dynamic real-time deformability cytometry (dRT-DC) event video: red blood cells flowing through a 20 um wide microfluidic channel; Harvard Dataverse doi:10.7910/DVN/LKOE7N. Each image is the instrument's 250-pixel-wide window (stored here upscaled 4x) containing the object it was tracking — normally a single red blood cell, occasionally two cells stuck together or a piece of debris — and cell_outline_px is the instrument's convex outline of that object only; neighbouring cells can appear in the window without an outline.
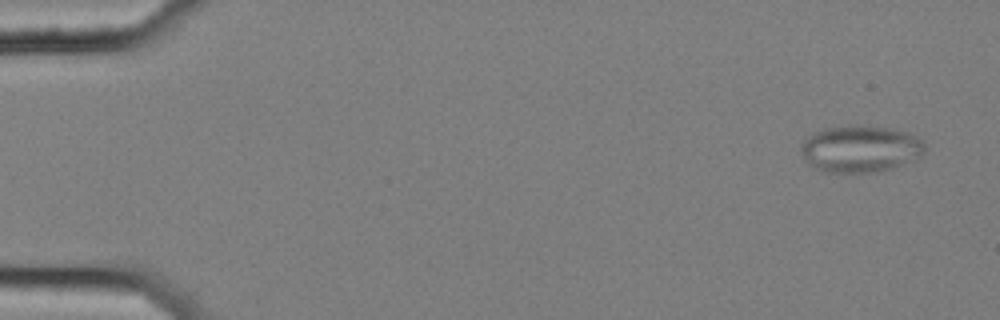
{"species": "common noctule bat (a hibernating species)", "species_latin": "Nyctalus noctula", "temperature_condition": "cold", "stored_images_in_passage": 56, "camera_frame_rate_fps": 3000, "um_per_image_px": 0.085, "animal": {"sex": "female", "body_mass_g": 25.1}, "frame": {"image": 1, "passage_image": 3, "time_ms": 0.667, "image_size_px": [1000, 320], "cell_outline_px": [[924, 152], [920, 156], [912, 160], [876, 172], [824, 172], [808, 164], [800, 152], [800, 148], [804, 140], [808, 136], [824, 128], [848, 124], [852, 124], [888, 128], [904, 132], [916, 136], [924, 144]], "centroid_in_image_um": [73.07, 12.64], "position_along_channel_um": 11.9, "area_um2": 33.58}}
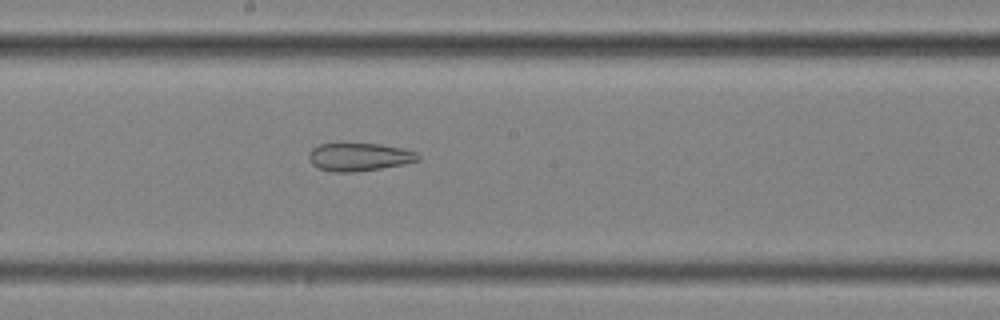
{"frame": {"image": 2, "passage_image": 31, "time_ms": 10.0, "image_size_px": [1000, 320], "cell_outline_px": [[420, 160], [380, 168], [352, 172], [332, 172], [320, 168], [312, 164], [308, 160], [308, 152], [312, 148], [320, 144], [340, 140], [380, 144], [404, 148], [416, 152], [420, 156]], "centroid_in_image_um": [30.46, 13.28], "position_along_channel_um": 217.7, "area_um2": 18.55}}
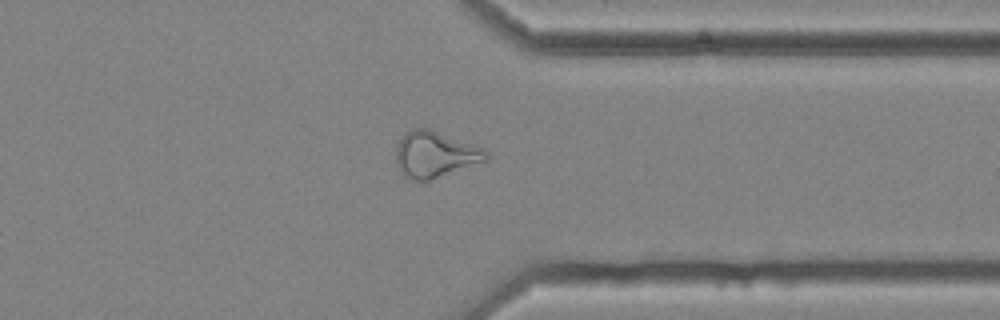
{"frame": {"image": 3, "passage_image": 44, "time_ms": 14.333, "image_size_px": [1000, 320], "cell_outline_px": [[488, 160], [424, 184], [412, 180], [404, 176], [400, 172], [396, 164], [396, 148], [400, 140], [412, 128], [428, 128], [484, 148], [488, 152]], "centroid_in_image_um": [36.98, 13.19], "position_along_channel_um": 374.4, "area_um2": 24.74}, "authors_computed_cell_mechanics": {"area_um2": 25.8366, "velocity_mm_per_s": 3.6498, "shape_relaxation_time_tau1_ms": null, "shape_relaxation_time_tau2_ms": 3.3092, "deformation_change_tau1": null, "deformation_change_tau2": 0.1212}}